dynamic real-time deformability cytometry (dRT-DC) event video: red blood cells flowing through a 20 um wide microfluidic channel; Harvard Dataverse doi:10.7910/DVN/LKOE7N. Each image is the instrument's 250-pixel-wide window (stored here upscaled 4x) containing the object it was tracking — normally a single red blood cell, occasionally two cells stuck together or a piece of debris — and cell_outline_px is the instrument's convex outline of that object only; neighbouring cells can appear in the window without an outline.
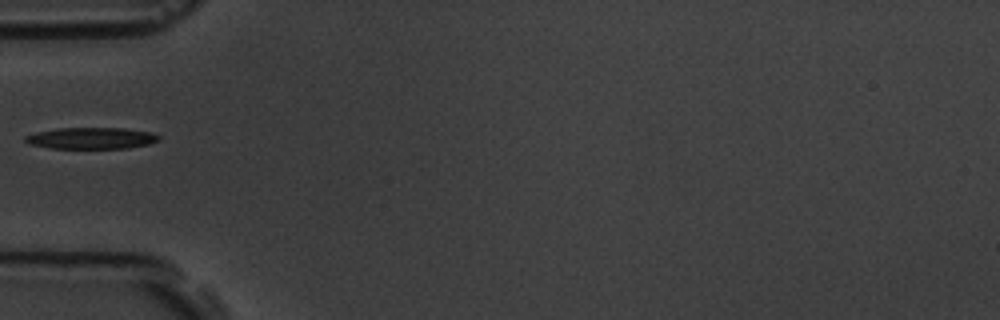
{"species": "common noctule bat (a hibernating species)", "species_latin": "Nyctalus noctula", "temperature_condition": "room temperature", "stored_images_in_passage": 5, "segment_of_instrument_passage": [2, 2], "camera_frame_rate_fps": 3000, "um_per_image_px": 0.085, "animal": {"sex": "male", "body_mass_g": 19.5, "forearm_length_mm": 54.6}, "frame": {"image": 1, "passage_image": 5, "time_ms": 5.667, "image_size_px": [1000, 320], "cell_outline_px": [[160, 140], [148, 144], [128, 148], [52, 148], [28, 144], [24, 140], [24, 136], [36, 132], [56, 128], [124, 128], [152, 132], [160, 136]], "centroid_in_image_um": [7.76, 11.74], "position_along_channel_um": 77.2, "area_um2": 16.76}}